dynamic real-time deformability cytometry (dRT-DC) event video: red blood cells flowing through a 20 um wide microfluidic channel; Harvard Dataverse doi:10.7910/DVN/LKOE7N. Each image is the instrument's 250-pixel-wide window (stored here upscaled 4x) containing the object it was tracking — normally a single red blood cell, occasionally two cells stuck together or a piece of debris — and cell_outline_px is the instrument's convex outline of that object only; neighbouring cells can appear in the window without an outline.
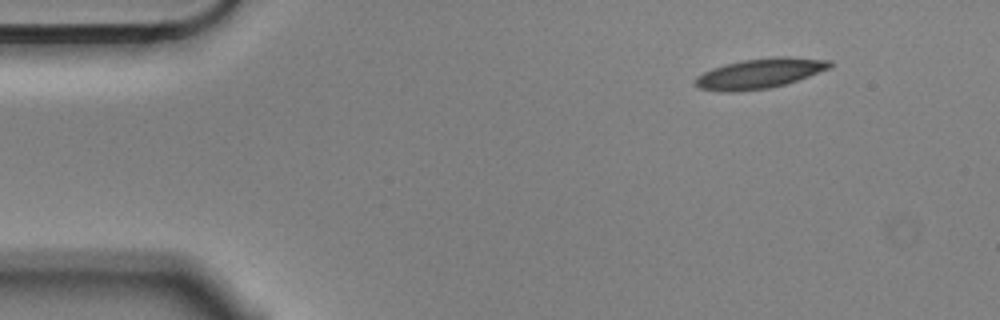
{"species": "Egyptian fruit bat (a non-hibernating species)", "species_latin": "Rousettus aegyptiacus", "temperature_condition": "cold", "stored_images_in_passage": 10, "camera_frame_rate_fps": 3000, "um_per_image_px": 0.085, "animal": {"sex": "male"}, "frame": {"image": 1, "passage_image": 1, "time_ms": 0.0, "image_size_px": [1000, 320], "cell_outline_px": [[832, 68], [784, 84], [768, 88], [736, 92], [720, 92], [700, 88], [696, 84], [696, 76], [712, 68], [724, 64], [744, 60], [776, 56], [788, 56], [832, 60]], "centroid_in_image_um": [64.6, 6.23], "position_along_channel_um": 20.4, "area_um2": 23.52}}
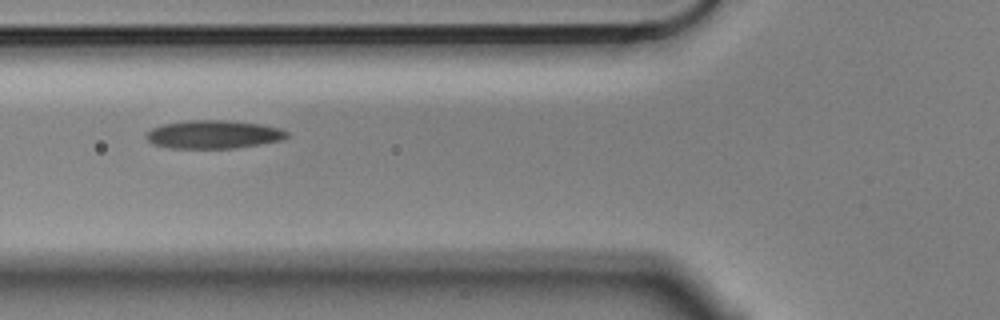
{"frame": {"image": 2, "passage_image": 5, "time_ms": 1.333, "image_size_px": [1000, 320], "cell_outline_px": [[288, 136], [284, 140], [236, 148], [172, 148], [152, 144], [144, 136], [144, 132], [152, 128], [164, 124], [188, 120], [224, 120], [260, 124], [280, 128], [288, 132]], "centroid_in_image_um": [18.13, 11.43], "position_along_channel_um": 107.7, "area_um2": 23.29}}
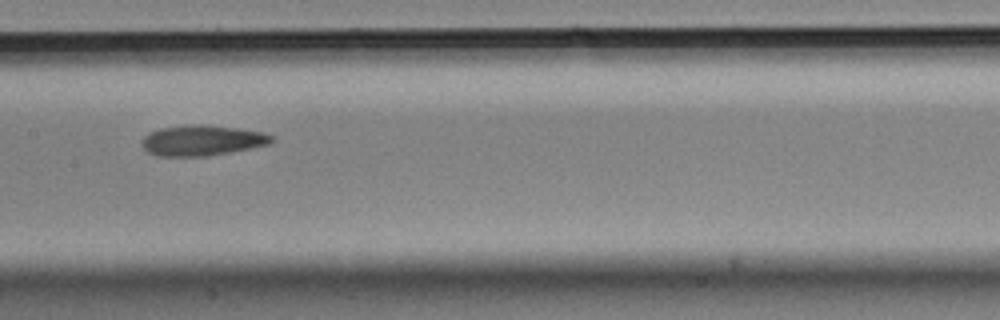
{"frame": {"image": 3, "passage_image": 7, "time_ms": 2.0, "image_size_px": [1000, 320], "cell_outline_px": [[276, 140], [268, 144], [252, 148], [208, 156], [156, 156], [148, 152], [140, 144], [140, 140], [148, 132], [160, 128], [192, 124], [200, 124], [236, 128], [264, 132], [276, 136]], "centroid_in_image_um": [17.18, 11.93], "position_along_channel_um": 190.2, "area_um2": 23.35}}